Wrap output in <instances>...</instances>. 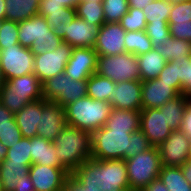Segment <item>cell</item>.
Returning <instances> with one entry per match:
<instances>
[{"label":"cell","instance_id":"1","mask_svg":"<svg viewBox=\"0 0 191 191\" xmlns=\"http://www.w3.org/2000/svg\"><path fill=\"white\" fill-rule=\"evenodd\" d=\"M71 175L81 185L97 186L100 191H130L124 159L90 158L76 168Z\"/></svg>","mask_w":191,"mask_h":191},{"label":"cell","instance_id":"2","mask_svg":"<svg viewBox=\"0 0 191 191\" xmlns=\"http://www.w3.org/2000/svg\"><path fill=\"white\" fill-rule=\"evenodd\" d=\"M60 165L70 174L92 157V133L66 125L52 141Z\"/></svg>","mask_w":191,"mask_h":191},{"label":"cell","instance_id":"3","mask_svg":"<svg viewBox=\"0 0 191 191\" xmlns=\"http://www.w3.org/2000/svg\"><path fill=\"white\" fill-rule=\"evenodd\" d=\"M111 108L109 102L85 96L65 107L67 125L93 133L104 126Z\"/></svg>","mask_w":191,"mask_h":191},{"label":"cell","instance_id":"4","mask_svg":"<svg viewBox=\"0 0 191 191\" xmlns=\"http://www.w3.org/2000/svg\"><path fill=\"white\" fill-rule=\"evenodd\" d=\"M128 129H107L104 126L92 133V157L96 160H119L130 158Z\"/></svg>","mask_w":191,"mask_h":191},{"label":"cell","instance_id":"5","mask_svg":"<svg viewBox=\"0 0 191 191\" xmlns=\"http://www.w3.org/2000/svg\"><path fill=\"white\" fill-rule=\"evenodd\" d=\"M130 191H142L158 178L162 163L157 146L125 160Z\"/></svg>","mask_w":191,"mask_h":191},{"label":"cell","instance_id":"6","mask_svg":"<svg viewBox=\"0 0 191 191\" xmlns=\"http://www.w3.org/2000/svg\"><path fill=\"white\" fill-rule=\"evenodd\" d=\"M42 94L43 99L65 108L75 100L87 96V80H74L62 72L42 83Z\"/></svg>","mask_w":191,"mask_h":191},{"label":"cell","instance_id":"7","mask_svg":"<svg viewBox=\"0 0 191 191\" xmlns=\"http://www.w3.org/2000/svg\"><path fill=\"white\" fill-rule=\"evenodd\" d=\"M95 73L114 82L140 80L137 56L127 52L110 56L98 55Z\"/></svg>","mask_w":191,"mask_h":191},{"label":"cell","instance_id":"8","mask_svg":"<svg viewBox=\"0 0 191 191\" xmlns=\"http://www.w3.org/2000/svg\"><path fill=\"white\" fill-rule=\"evenodd\" d=\"M0 70L6 80L34 73V53L20 44L0 50Z\"/></svg>","mask_w":191,"mask_h":191},{"label":"cell","instance_id":"9","mask_svg":"<svg viewBox=\"0 0 191 191\" xmlns=\"http://www.w3.org/2000/svg\"><path fill=\"white\" fill-rule=\"evenodd\" d=\"M73 47L62 42L55 50L34 55V74L43 83L59 73L65 72V67L72 55Z\"/></svg>","mask_w":191,"mask_h":191},{"label":"cell","instance_id":"10","mask_svg":"<svg viewBox=\"0 0 191 191\" xmlns=\"http://www.w3.org/2000/svg\"><path fill=\"white\" fill-rule=\"evenodd\" d=\"M163 166H182L190 159L191 139L182 130H173L158 146Z\"/></svg>","mask_w":191,"mask_h":191},{"label":"cell","instance_id":"11","mask_svg":"<svg viewBox=\"0 0 191 191\" xmlns=\"http://www.w3.org/2000/svg\"><path fill=\"white\" fill-rule=\"evenodd\" d=\"M126 31L119 22H105L98 28L94 50L97 55H118L125 52Z\"/></svg>","mask_w":191,"mask_h":191},{"label":"cell","instance_id":"12","mask_svg":"<svg viewBox=\"0 0 191 191\" xmlns=\"http://www.w3.org/2000/svg\"><path fill=\"white\" fill-rule=\"evenodd\" d=\"M66 125L65 108L61 104L42 99L37 136L53 141Z\"/></svg>","mask_w":191,"mask_h":191},{"label":"cell","instance_id":"13","mask_svg":"<svg viewBox=\"0 0 191 191\" xmlns=\"http://www.w3.org/2000/svg\"><path fill=\"white\" fill-rule=\"evenodd\" d=\"M140 129L153 146H158L173 131L165 118V111L159 108L142 109L140 114Z\"/></svg>","mask_w":191,"mask_h":191},{"label":"cell","instance_id":"14","mask_svg":"<svg viewBox=\"0 0 191 191\" xmlns=\"http://www.w3.org/2000/svg\"><path fill=\"white\" fill-rule=\"evenodd\" d=\"M69 175L64 168L42 164H32L29 168V176L35 191H62Z\"/></svg>","mask_w":191,"mask_h":191},{"label":"cell","instance_id":"15","mask_svg":"<svg viewBox=\"0 0 191 191\" xmlns=\"http://www.w3.org/2000/svg\"><path fill=\"white\" fill-rule=\"evenodd\" d=\"M97 52L94 48H73L65 73L74 80H88L96 71Z\"/></svg>","mask_w":191,"mask_h":191},{"label":"cell","instance_id":"16","mask_svg":"<svg viewBox=\"0 0 191 191\" xmlns=\"http://www.w3.org/2000/svg\"><path fill=\"white\" fill-rule=\"evenodd\" d=\"M97 31L96 25H89L85 20L76 16L72 21L66 22V27L62 30V39L63 42L68 43L73 48H93Z\"/></svg>","mask_w":191,"mask_h":191},{"label":"cell","instance_id":"17","mask_svg":"<svg viewBox=\"0 0 191 191\" xmlns=\"http://www.w3.org/2000/svg\"><path fill=\"white\" fill-rule=\"evenodd\" d=\"M141 80L116 82L111 107L123 110H142Z\"/></svg>","mask_w":191,"mask_h":191},{"label":"cell","instance_id":"18","mask_svg":"<svg viewBox=\"0 0 191 191\" xmlns=\"http://www.w3.org/2000/svg\"><path fill=\"white\" fill-rule=\"evenodd\" d=\"M142 109L159 108L180 94L161 79L141 81Z\"/></svg>","mask_w":191,"mask_h":191},{"label":"cell","instance_id":"19","mask_svg":"<svg viewBox=\"0 0 191 191\" xmlns=\"http://www.w3.org/2000/svg\"><path fill=\"white\" fill-rule=\"evenodd\" d=\"M43 37H61L50 28L44 16L35 15L18 22V42L22 47L31 49L33 42Z\"/></svg>","mask_w":191,"mask_h":191},{"label":"cell","instance_id":"20","mask_svg":"<svg viewBox=\"0 0 191 191\" xmlns=\"http://www.w3.org/2000/svg\"><path fill=\"white\" fill-rule=\"evenodd\" d=\"M1 89L8 95L25 96L31 102L43 99L42 83L34 73L6 80Z\"/></svg>","mask_w":191,"mask_h":191},{"label":"cell","instance_id":"21","mask_svg":"<svg viewBox=\"0 0 191 191\" xmlns=\"http://www.w3.org/2000/svg\"><path fill=\"white\" fill-rule=\"evenodd\" d=\"M41 114L42 99L26 104L25 107L14 114L23 138H33L37 136Z\"/></svg>","mask_w":191,"mask_h":191},{"label":"cell","instance_id":"22","mask_svg":"<svg viewBox=\"0 0 191 191\" xmlns=\"http://www.w3.org/2000/svg\"><path fill=\"white\" fill-rule=\"evenodd\" d=\"M30 150L32 164L63 168L59 163L56 148L51 140L40 136L30 138Z\"/></svg>","mask_w":191,"mask_h":191},{"label":"cell","instance_id":"23","mask_svg":"<svg viewBox=\"0 0 191 191\" xmlns=\"http://www.w3.org/2000/svg\"><path fill=\"white\" fill-rule=\"evenodd\" d=\"M137 61L141 81L156 79L167 63L157 48L138 55Z\"/></svg>","mask_w":191,"mask_h":191},{"label":"cell","instance_id":"24","mask_svg":"<svg viewBox=\"0 0 191 191\" xmlns=\"http://www.w3.org/2000/svg\"><path fill=\"white\" fill-rule=\"evenodd\" d=\"M141 110H123L111 108L108 120L104 124L107 129H128L130 133L140 129Z\"/></svg>","mask_w":191,"mask_h":191},{"label":"cell","instance_id":"25","mask_svg":"<svg viewBox=\"0 0 191 191\" xmlns=\"http://www.w3.org/2000/svg\"><path fill=\"white\" fill-rule=\"evenodd\" d=\"M40 0H5L6 20L21 22L38 15Z\"/></svg>","mask_w":191,"mask_h":191},{"label":"cell","instance_id":"26","mask_svg":"<svg viewBox=\"0 0 191 191\" xmlns=\"http://www.w3.org/2000/svg\"><path fill=\"white\" fill-rule=\"evenodd\" d=\"M30 166L23 163H11L9 158H5L0 163V178L3 191H14L22 180V176L29 174Z\"/></svg>","mask_w":191,"mask_h":191},{"label":"cell","instance_id":"27","mask_svg":"<svg viewBox=\"0 0 191 191\" xmlns=\"http://www.w3.org/2000/svg\"><path fill=\"white\" fill-rule=\"evenodd\" d=\"M115 84L116 82L93 73L87 80V96L110 103Z\"/></svg>","mask_w":191,"mask_h":191},{"label":"cell","instance_id":"28","mask_svg":"<svg viewBox=\"0 0 191 191\" xmlns=\"http://www.w3.org/2000/svg\"><path fill=\"white\" fill-rule=\"evenodd\" d=\"M187 102L185 94H180L159 107V110L165 111L166 121L172 130H180Z\"/></svg>","mask_w":191,"mask_h":191},{"label":"cell","instance_id":"29","mask_svg":"<svg viewBox=\"0 0 191 191\" xmlns=\"http://www.w3.org/2000/svg\"><path fill=\"white\" fill-rule=\"evenodd\" d=\"M157 49L167 61H181L191 56V42L172 36Z\"/></svg>","mask_w":191,"mask_h":191},{"label":"cell","instance_id":"30","mask_svg":"<svg viewBox=\"0 0 191 191\" xmlns=\"http://www.w3.org/2000/svg\"><path fill=\"white\" fill-rule=\"evenodd\" d=\"M158 178L169 191H191V184L185 179L181 167L162 165Z\"/></svg>","mask_w":191,"mask_h":191},{"label":"cell","instance_id":"31","mask_svg":"<svg viewBox=\"0 0 191 191\" xmlns=\"http://www.w3.org/2000/svg\"><path fill=\"white\" fill-rule=\"evenodd\" d=\"M124 43L125 52L133 53L136 56L147 53L153 49V44L145 30L126 31Z\"/></svg>","mask_w":191,"mask_h":191},{"label":"cell","instance_id":"32","mask_svg":"<svg viewBox=\"0 0 191 191\" xmlns=\"http://www.w3.org/2000/svg\"><path fill=\"white\" fill-rule=\"evenodd\" d=\"M76 15L85 20L87 24H94L98 28L105 23L102 3L80 2L76 7Z\"/></svg>","mask_w":191,"mask_h":191},{"label":"cell","instance_id":"33","mask_svg":"<svg viewBox=\"0 0 191 191\" xmlns=\"http://www.w3.org/2000/svg\"><path fill=\"white\" fill-rule=\"evenodd\" d=\"M173 4L168 0H153L143 8L147 23L168 22Z\"/></svg>","mask_w":191,"mask_h":191},{"label":"cell","instance_id":"34","mask_svg":"<svg viewBox=\"0 0 191 191\" xmlns=\"http://www.w3.org/2000/svg\"><path fill=\"white\" fill-rule=\"evenodd\" d=\"M76 16V8L62 7L60 10L47 11L45 20L50 28L62 37V30L65 29L66 22L72 21Z\"/></svg>","mask_w":191,"mask_h":191},{"label":"cell","instance_id":"35","mask_svg":"<svg viewBox=\"0 0 191 191\" xmlns=\"http://www.w3.org/2000/svg\"><path fill=\"white\" fill-rule=\"evenodd\" d=\"M174 66L175 80H180L183 94L191 101V56L181 61H169Z\"/></svg>","mask_w":191,"mask_h":191},{"label":"cell","instance_id":"36","mask_svg":"<svg viewBox=\"0 0 191 191\" xmlns=\"http://www.w3.org/2000/svg\"><path fill=\"white\" fill-rule=\"evenodd\" d=\"M30 152V138L22 137L19 142L10 146L6 157L10 159L11 163H23L26 166H31L32 158Z\"/></svg>","mask_w":191,"mask_h":191},{"label":"cell","instance_id":"37","mask_svg":"<svg viewBox=\"0 0 191 191\" xmlns=\"http://www.w3.org/2000/svg\"><path fill=\"white\" fill-rule=\"evenodd\" d=\"M125 31H141L146 29V16L141 9L129 7L128 12L119 22Z\"/></svg>","mask_w":191,"mask_h":191},{"label":"cell","instance_id":"38","mask_svg":"<svg viewBox=\"0 0 191 191\" xmlns=\"http://www.w3.org/2000/svg\"><path fill=\"white\" fill-rule=\"evenodd\" d=\"M105 22H120L128 12V0H103Z\"/></svg>","mask_w":191,"mask_h":191},{"label":"cell","instance_id":"39","mask_svg":"<svg viewBox=\"0 0 191 191\" xmlns=\"http://www.w3.org/2000/svg\"><path fill=\"white\" fill-rule=\"evenodd\" d=\"M145 32L150 38L153 48H158L160 43L167 42L171 37L168 22L147 23Z\"/></svg>","mask_w":191,"mask_h":191},{"label":"cell","instance_id":"40","mask_svg":"<svg viewBox=\"0 0 191 191\" xmlns=\"http://www.w3.org/2000/svg\"><path fill=\"white\" fill-rule=\"evenodd\" d=\"M19 44L18 22L2 20L0 24V50Z\"/></svg>","mask_w":191,"mask_h":191},{"label":"cell","instance_id":"41","mask_svg":"<svg viewBox=\"0 0 191 191\" xmlns=\"http://www.w3.org/2000/svg\"><path fill=\"white\" fill-rule=\"evenodd\" d=\"M22 139L21 131L16 123L15 117L7 123L0 124V142L7 147L14 145Z\"/></svg>","mask_w":191,"mask_h":191},{"label":"cell","instance_id":"42","mask_svg":"<svg viewBox=\"0 0 191 191\" xmlns=\"http://www.w3.org/2000/svg\"><path fill=\"white\" fill-rule=\"evenodd\" d=\"M30 102L25 96L8 95L0 88V104L13 114L17 113Z\"/></svg>","mask_w":191,"mask_h":191},{"label":"cell","instance_id":"43","mask_svg":"<svg viewBox=\"0 0 191 191\" xmlns=\"http://www.w3.org/2000/svg\"><path fill=\"white\" fill-rule=\"evenodd\" d=\"M191 21V0L173 4L168 23Z\"/></svg>","mask_w":191,"mask_h":191},{"label":"cell","instance_id":"44","mask_svg":"<svg viewBox=\"0 0 191 191\" xmlns=\"http://www.w3.org/2000/svg\"><path fill=\"white\" fill-rule=\"evenodd\" d=\"M129 141L131 142L130 158L153 147L141 129L132 132Z\"/></svg>","mask_w":191,"mask_h":191},{"label":"cell","instance_id":"45","mask_svg":"<svg viewBox=\"0 0 191 191\" xmlns=\"http://www.w3.org/2000/svg\"><path fill=\"white\" fill-rule=\"evenodd\" d=\"M62 42H63L62 37L39 38L33 42L31 50L34 53V55H40L46 51L55 50Z\"/></svg>","mask_w":191,"mask_h":191},{"label":"cell","instance_id":"46","mask_svg":"<svg viewBox=\"0 0 191 191\" xmlns=\"http://www.w3.org/2000/svg\"><path fill=\"white\" fill-rule=\"evenodd\" d=\"M168 24L172 37L191 42V21Z\"/></svg>","mask_w":191,"mask_h":191},{"label":"cell","instance_id":"47","mask_svg":"<svg viewBox=\"0 0 191 191\" xmlns=\"http://www.w3.org/2000/svg\"><path fill=\"white\" fill-rule=\"evenodd\" d=\"M157 78L170 84L179 94H183V87L180 84V80H175L174 66L169 61H167Z\"/></svg>","mask_w":191,"mask_h":191},{"label":"cell","instance_id":"48","mask_svg":"<svg viewBox=\"0 0 191 191\" xmlns=\"http://www.w3.org/2000/svg\"><path fill=\"white\" fill-rule=\"evenodd\" d=\"M62 191H100L97 186L81 185L71 174L65 180Z\"/></svg>","mask_w":191,"mask_h":191},{"label":"cell","instance_id":"49","mask_svg":"<svg viewBox=\"0 0 191 191\" xmlns=\"http://www.w3.org/2000/svg\"><path fill=\"white\" fill-rule=\"evenodd\" d=\"M180 130L191 139V101L188 100Z\"/></svg>","mask_w":191,"mask_h":191},{"label":"cell","instance_id":"50","mask_svg":"<svg viewBox=\"0 0 191 191\" xmlns=\"http://www.w3.org/2000/svg\"><path fill=\"white\" fill-rule=\"evenodd\" d=\"M64 7L63 4H59L56 2H47L46 0H40L38 15L47 16V11H55L60 10V8Z\"/></svg>","mask_w":191,"mask_h":191},{"label":"cell","instance_id":"51","mask_svg":"<svg viewBox=\"0 0 191 191\" xmlns=\"http://www.w3.org/2000/svg\"><path fill=\"white\" fill-rule=\"evenodd\" d=\"M14 191H35L29 174L22 176V180Z\"/></svg>","mask_w":191,"mask_h":191},{"label":"cell","instance_id":"52","mask_svg":"<svg viewBox=\"0 0 191 191\" xmlns=\"http://www.w3.org/2000/svg\"><path fill=\"white\" fill-rule=\"evenodd\" d=\"M142 191H169L163 182L157 178L150 182Z\"/></svg>","mask_w":191,"mask_h":191},{"label":"cell","instance_id":"53","mask_svg":"<svg viewBox=\"0 0 191 191\" xmlns=\"http://www.w3.org/2000/svg\"><path fill=\"white\" fill-rule=\"evenodd\" d=\"M14 118V114L0 104V124L7 123Z\"/></svg>","mask_w":191,"mask_h":191},{"label":"cell","instance_id":"54","mask_svg":"<svg viewBox=\"0 0 191 191\" xmlns=\"http://www.w3.org/2000/svg\"><path fill=\"white\" fill-rule=\"evenodd\" d=\"M153 0H128L129 7L143 10L146 5L150 4Z\"/></svg>","mask_w":191,"mask_h":191},{"label":"cell","instance_id":"55","mask_svg":"<svg viewBox=\"0 0 191 191\" xmlns=\"http://www.w3.org/2000/svg\"><path fill=\"white\" fill-rule=\"evenodd\" d=\"M181 167L185 179L191 184V159L187 160Z\"/></svg>","mask_w":191,"mask_h":191},{"label":"cell","instance_id":"56","mask_svg":"<svg viewBox=\"0 0 191 191\" xmlns=\"http://www.w3.org/2000/svg\"><path fill=\"white\" fill-rule=\"evenodd\" d=\"M47 2H56L63 4L64 7L76 8L80 3V0H46Z\"/></svg>","mask_w":191,"mask_h":191},{"label":"cell","instance_id":"57","mask_svg":"<svg viewBox=\"0 0 191 191\" xmlns=\"http://www.w3.org/2000/svg\"><path fill=\"white\" fill-rule=\"evenodd\" d=\"M7 151H8V148L5 147V146L0 142V163L3 162V160L6 158V156H7Z\"/></svg>","mask_w":191,"mask_h":191},{"label":"cell","instance_id":"58","mask_svg":"<svg viewBox=\"0 0 191 191\" xmlns=\"http://www.w3.org/2000/svg\"><path fill=\"white\" fill-rule=\"evenodd\" d=\"M5 0H0V21L5 20Z\"/></svg>","mask_w":191,"mask_h":191},{"label":"cell","instance_id":"59","mask_svg":"<svg viewBox=\"0 0 191 191\" xmlns=\"http://www.w3.org/2000/svg\"><path fill=\"white\" fill-rule=\"evenodd\" d=\"M4 83H5V79H4V77H3V75H2V72H1V70H0V88H1V86H2Z\"/></svg>","mask_w":191,"mask_h":191},{"label":"cell","instance_id":"60","mask_svg":"<svg viewBox=\"0 0 191 191\" xmlns=\"http://www.w3.org/2000/svg\"><path fill=\"white\" fill-rule=\"evenodd\" d=\"M170 3L172 4H176V3H182V2H185L187 0H168Z\"/></svg>","mask_w":191,"mask_h":191},{"label":"cell","instance_id":"61","mask_svg":"<svg viewBox=\"0 0 191 191\" xmlns=\"http://www.w3.org/2000/svg\"><path fill=\"white\" fill-rule=\"evenodd\" d=\"M80 2H98V3H103V0H80Z\"/></svg>","mask_w":191,"mask_h":191},{"label":"cell","instance_id":"62","mask_svg":"<svg viewBox=\"0 0 191 191\" xmlns=\"http://www.w3.org/2000/svg\"><path fill=\"white\" fill-rule=\"evenodd\" d=\"M0 191H3L2 183H1V178H0Z\"/></svg>","mask_w":191,"mask_h":191}]
</instances>
